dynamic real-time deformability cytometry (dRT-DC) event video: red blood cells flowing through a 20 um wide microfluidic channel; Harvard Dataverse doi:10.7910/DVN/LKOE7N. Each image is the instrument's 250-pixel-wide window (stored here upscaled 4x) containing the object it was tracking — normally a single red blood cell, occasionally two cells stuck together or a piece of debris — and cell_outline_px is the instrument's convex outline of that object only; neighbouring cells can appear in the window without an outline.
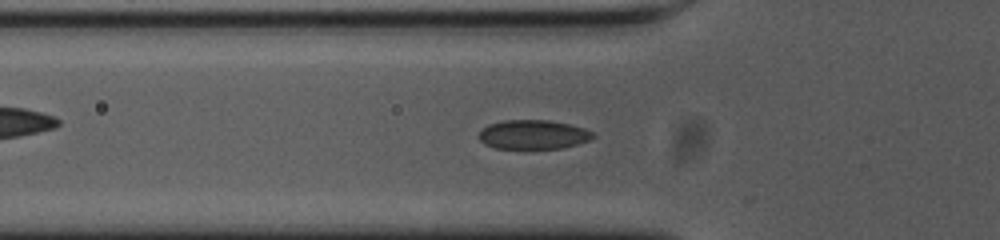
{"species": "common noctule bat (a hibernating species)", "species_latin": "Nyctalus noctula", "temperature_condition": "cold", "stored_images_in_passage": 47, "camera_frame_rate_fps": 3000, "um_per_image_px": 0.085, "animal": {"sex": "female", "body_mass_g": 23.0, "forearm_length_mm": 53.4}, "frame": {"image": 1, "passage_image": 17, "time_ms": 5.333, "image_size_px": [1000, 240], "cell_outline_px": [[596, 136], [588, 140], [576, 144], [560, 148], [496, 148], [484, 144], [476, 136], [488, 124], [504, 120], [548, 120], [568, 124], [584, 128], [596, 132]], "centroid_in_image_um": [45.32, 11.43], "position_along_channel_um": 80.5, "area_um2": 19.36}}
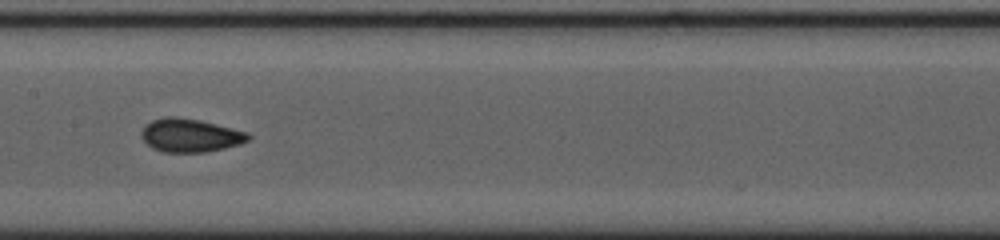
{"frame": {"image": 2, "passage_image": 26, "time_ms": 8.333, "image_size_px": [1000, 240], "cell_outline_px": [[252, 136], [248, 140], [240, 144], [224, 148], [204, 152], [164, 152], [152, 148], [140, 136], [140, 132], [144, 124], [152, 120], [164, 116], [176, 116], [200, 120], [248, 132]], "centroid_in_image_um": [16.14, 11.49], "position_along_channel_um": 191.3, "area_um2": 20.92}}
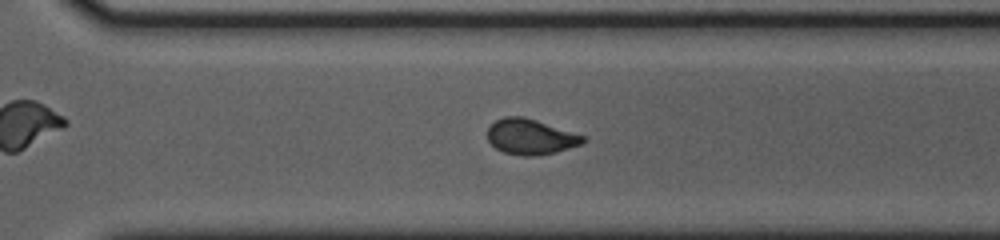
{"frame": {"image": 3, "passage_image": 37, "time_ms": 12.0, "image_size_px": [1000, 240], "cell_outline_px": [[588, 140], [580, 144], [556, 152], [536, 156], [524, 156], [504, 152], [496, 148], [488, 140], [488, 128], [496, 120], [504, 116], [524, 116], [588, 136]], "centroid_in_image_um": [45.14, 11.61], "position_along_channel_um": 325.5, "area_um2": 19.88}, "authors_computed_cell_mechanics": {"area_um2": 19.8254, "velocity_mm_per_s": 3.6714, "shape_relaxation_time_tau1_ms": null, "shape_relaxation_time_tau2_ms": 0.7576, "deformation_change_tau1": null, "deformation_change_tau2": 0.0408}}